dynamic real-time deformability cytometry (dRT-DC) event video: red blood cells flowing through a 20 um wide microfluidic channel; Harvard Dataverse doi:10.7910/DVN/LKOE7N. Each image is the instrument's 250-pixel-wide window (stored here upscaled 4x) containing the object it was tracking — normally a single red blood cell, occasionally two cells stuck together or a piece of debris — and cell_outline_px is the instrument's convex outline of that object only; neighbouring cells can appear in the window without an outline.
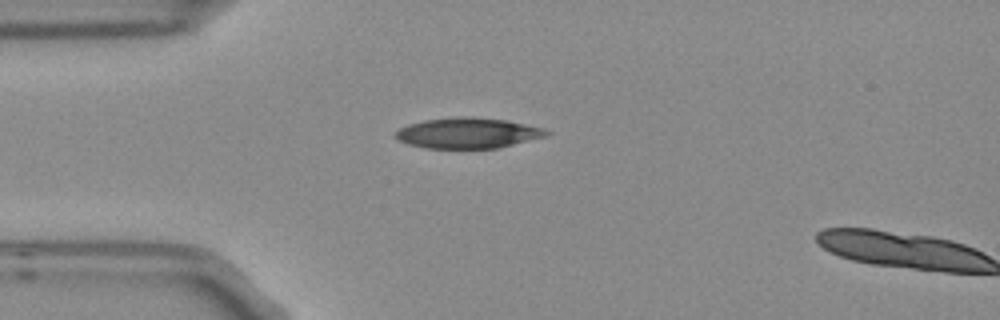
{"species": "Egyptian fruit bat (a non-hibernating species)", "species_latin": "Rousettus aegyptiacus", "temperature_condition": "room temperature", "stored_images_in_passage": 2, "camera_frame_rate_fps": 3000, "um_per_image_px": 0.085, "frame": {"image": 1, "passage_image": 1, "time_ms": 0.0, "image_size_px": [1000, 320], "cell_outline_px": [[552, 132], [548, 136], [496, 148], [424, 148], [408, 144], [400, 140], [396, 136], [396, 132], [400, 128], [408, 124], [424, 120], [460, 116], [468, 116], [508, 120], [544, 128]], "centroid_in_image_um": [39.81, 11.3], "position_along_channel_um": 45.2, "area_um2": 26.88}}